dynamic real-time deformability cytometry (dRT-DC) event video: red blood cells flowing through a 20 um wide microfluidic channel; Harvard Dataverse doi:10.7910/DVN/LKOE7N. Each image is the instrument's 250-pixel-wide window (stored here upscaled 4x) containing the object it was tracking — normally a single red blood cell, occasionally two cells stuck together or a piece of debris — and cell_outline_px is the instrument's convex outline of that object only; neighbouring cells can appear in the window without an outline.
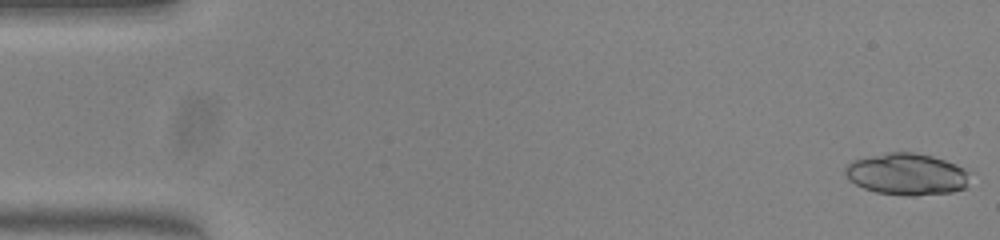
{"species": "common noctule bat (a hibernating species)", "species_latin": "Nyctalus noctula", "temperature_condition": "warm", "stored_images_in_passage": 52, "camera_frame_rate_fps": 3000, "um_per_image_px": 0.085, "animal": {"sex": "female", "body_mass_g": 23.0, "forearm_length_mm": 53.4}, "frame": {"image": 1, "passage_image": 1, "time_ms": 0.0, "image_size_px": [1000, 240], "cell_outline_px": [[968, 172], [964, 188], [952, 192], [916, 196], [904, 196], [876, 192], [864, 188], [848, 180], [844, 172], [844, 168], [852, 160], [888, 152], [912, 152], [932, 156], [956, 164], [964, 168]], "centroid_in_image_um": [77.03, 14.81], "position_along_channel_um": 8.0, "area_um2": 30.29}}